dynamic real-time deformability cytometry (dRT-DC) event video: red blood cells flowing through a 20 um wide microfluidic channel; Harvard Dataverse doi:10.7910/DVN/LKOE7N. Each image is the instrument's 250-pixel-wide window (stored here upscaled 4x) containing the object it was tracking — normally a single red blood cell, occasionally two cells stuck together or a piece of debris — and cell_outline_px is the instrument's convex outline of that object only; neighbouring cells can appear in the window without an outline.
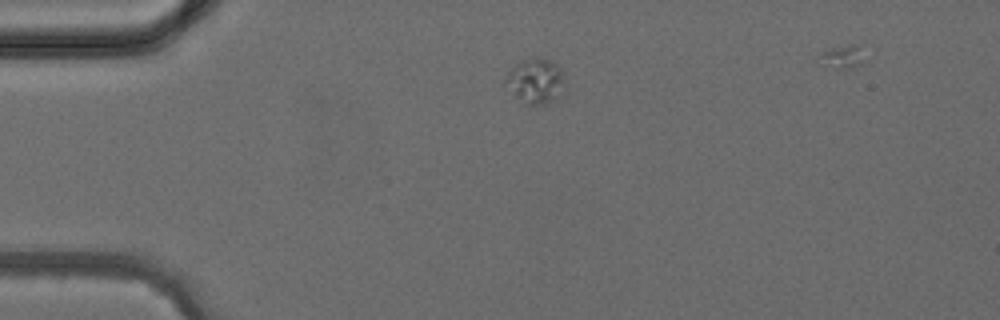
{"species": "common noctule bat (a hibernating species)", "species_latin": "Nyctalus noctula", "temperature_condition": "cold", "stored_images_in_passage": 3, "camera_frame_rate_fps": 3000, "um_per_image_px": 0.085, "animal": {"sex": "female", "body_mass_g": 24.6, "forearm_length_mm": 56.2}, "frame": {"image": 1, "passage_image": 2, "time_ms": 1.0, "image_size_px": [1000, 320], "cell_outline_px": [[568, 84], [560, 100], [544, 104], [528, 104], [516, 96], [500, 84], [508, 72], [516, 64], [524, 60], [536, 56], [552, 60], [560, 68]], "centroid_in_image_um": [45.57, 6.89], "position_along_channel_um": 39.4, "area_um2": 16.36}}